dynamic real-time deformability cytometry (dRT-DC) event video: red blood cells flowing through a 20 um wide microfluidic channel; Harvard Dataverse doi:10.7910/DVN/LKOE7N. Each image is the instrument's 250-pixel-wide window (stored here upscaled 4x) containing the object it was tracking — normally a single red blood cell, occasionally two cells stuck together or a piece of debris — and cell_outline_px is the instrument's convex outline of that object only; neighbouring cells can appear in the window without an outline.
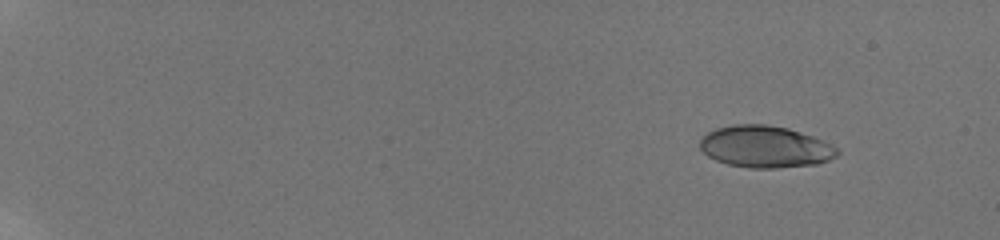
{"species": "human", "species_latin": "Homo sapiens", "temperature_condition": "room temperature", "stored_images_in_passage": 61, "camera_frame_rate_fps": 3000, "um_per_image_px": 0.085, "donor": {"sex": "male"}, "frame": {"image": 1, "passage_image": 10, "time_ms": 3.0, "image_size_px": [1000, 240], "cell_outline_px": [[824, 160], [804, 164], [732, 164], [720, 160], [712, 156], [704, 148], [704, 140], [712, 132], [724, 128], [784, 128], [796, 132], [804, 136]], "centroid_in_image_um": [64.66, 12.46], "position_along_channel_um": 20.3, "area_um2": 25.66}}
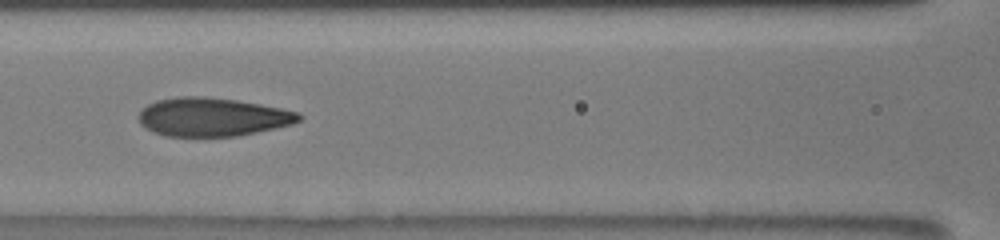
{"frame": {"image": 2, "passage_image": 34, "time_ms": 11.0, "image_size_px": [1000, 240], "cell_outline_px": [[300, 116], [296, 120], [284, 124], [248, 132], [224, 136], [180, 136], [160, 132], [144, 124], [140, 120], [140, 116], [152, 104], [164, 100], [228, 100], [252, 104], [292, 112]], "centroid_in_image_um": [18.03, 9.99], "position_along_channel_um": 148.6, "area_um2": 31.33}}
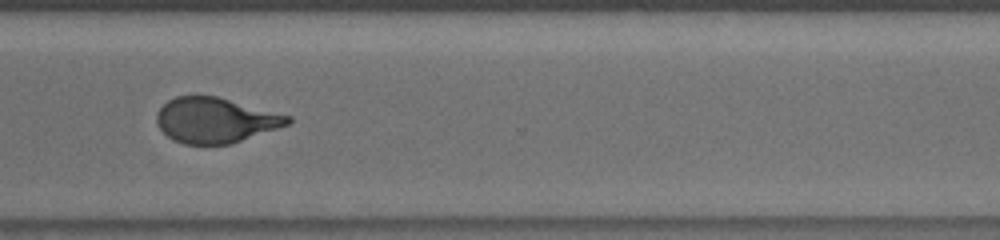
{"frame": {"image": 3, "passage_image": 50, "time_ms": 16.333, "image_size_px": [1000, 240], "cell_outline_px": [[292, 120], [288, 124], [224, 144], [188, 144], [176, 140], [164, 132], [160, 128], [160, 108], [164, 104], [180, 96], [212, 96], [288, 116]], "centroid_in_image_um": [18.28, 10.22], "position_along_channel_um": 352.3, "area_um2": 32.37}, "authors_computed_cell_mechanics": {"area_um2": 31.1542, "velocity_mm_per_s": 3.8298, "shape_relaxation_time_tau1_ms": 5.7941, "shape_relaxation_time_tau2_ms": 0.9866, "deformation_change_tau1": 0.2387, "deformation_change_tau2": 0.0784}}